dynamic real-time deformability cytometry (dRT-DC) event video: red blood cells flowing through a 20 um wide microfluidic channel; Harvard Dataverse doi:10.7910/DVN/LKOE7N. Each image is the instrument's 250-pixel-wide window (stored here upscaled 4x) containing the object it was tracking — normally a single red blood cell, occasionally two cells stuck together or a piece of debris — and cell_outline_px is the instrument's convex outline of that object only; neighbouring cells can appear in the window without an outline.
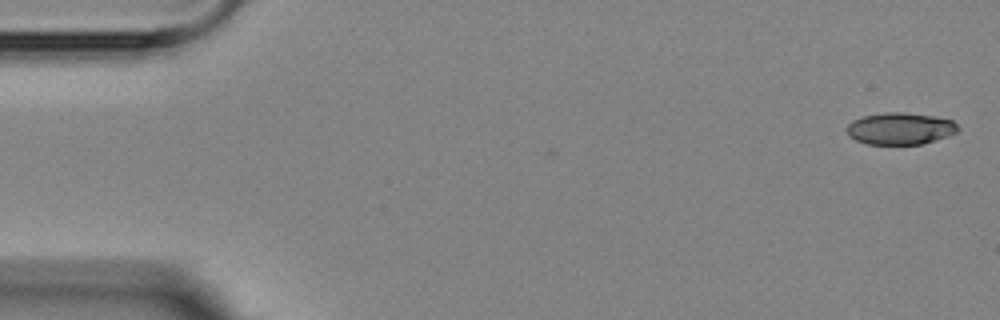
{"species": "Egyptian fruit bat (a non-hibernating species)", "species_latin": "Rousettus aegyptiacus", "temperature_condition": "room temperature", "stored_images_in_passage": 3, "camera_frame_rate_fps": 3000, "um_per_image_px": 0.085, "animal": {"sex": "female"}, "frame": {"image": 1, "passage_image": 1, "time_ms": 0.0, "image_size_px": [1000, 320], "cell_outline_px": [[960, 128], [956, 132], [948, 136], [920, 144], [868, 144], [856, 140], [848, 136], [848, 124], [852, 120], [864, 116], [884, 112], [904, 112], [936, 116], [952, 120]], "centroid_in_image_um": [76.52, 10.92], "position_along_channel_um": 8.5, "area_um2": 20.63}}